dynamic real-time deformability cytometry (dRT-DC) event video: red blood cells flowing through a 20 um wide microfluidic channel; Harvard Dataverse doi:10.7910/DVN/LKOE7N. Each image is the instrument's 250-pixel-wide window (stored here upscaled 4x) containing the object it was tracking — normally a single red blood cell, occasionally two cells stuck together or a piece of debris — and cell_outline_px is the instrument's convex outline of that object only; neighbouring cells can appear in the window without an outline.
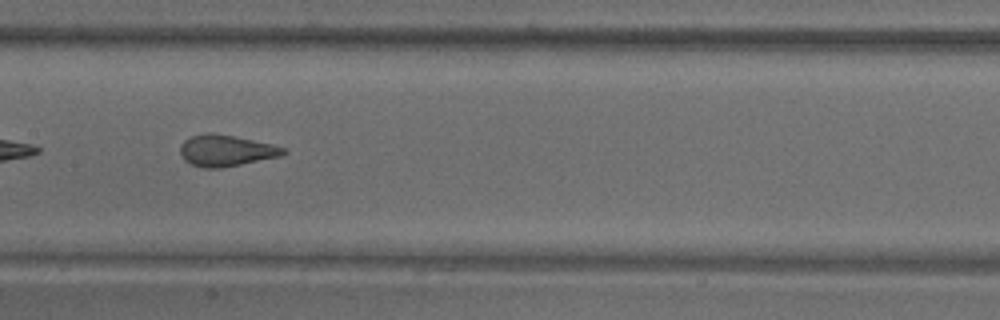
{"species": "common noctule bat (a hibernating species)", "species_latin": "Nyctalus noctula", "temperature_condition": "warm", "stored_images_in_passage": 48, "camera_frame_rate_fps": 3000, "um_per_image_px": 0.085, "animal": {"sex": "male", "body_mass_g": 18.8}, "frame": {"image": 1, "passage_image": 14, "time_ms": 4.333, "image_size_px": [1000, 320], "cell_outline_px": [[288, 152], [280, 156], [220, 168], [204, 168], [192, 164], [184, 160], [180, 156], [180, 144], [184, 140], [192, 136], [204, 132], [212, 132], [272, 144], [284, 148]], "centroid_in_image_um": [19.16, 12.79], "position_along_channel_um": 188.2, "area_um2": 18.73}}